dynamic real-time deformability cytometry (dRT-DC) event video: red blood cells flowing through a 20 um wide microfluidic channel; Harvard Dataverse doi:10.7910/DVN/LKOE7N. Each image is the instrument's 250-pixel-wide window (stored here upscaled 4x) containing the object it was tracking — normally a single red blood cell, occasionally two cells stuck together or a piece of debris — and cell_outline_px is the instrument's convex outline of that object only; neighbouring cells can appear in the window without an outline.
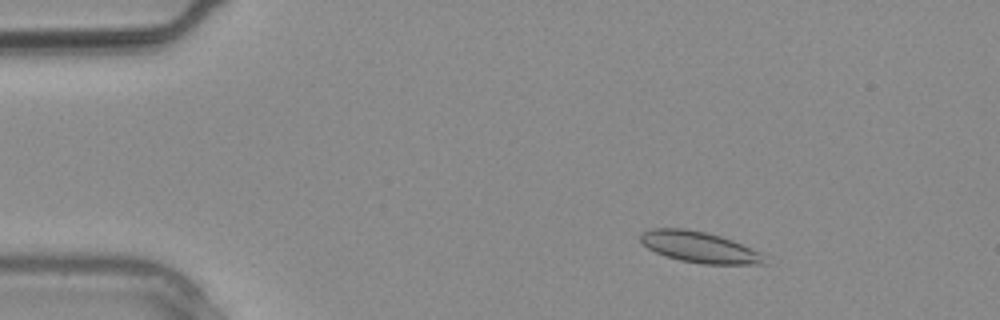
{"species": "common noctule bat (a hibernating species)", "species_latin": "Nyctalus noctula", "temperature_condition": "warm", "stored_images_in_passage": 2, "camera_frame_rate_fps": 3000, "um_per_image_px": 0.085, "animal": {"sex": "male", "body_mass_g": 20.4}, "frame": {"image": 1, "passage_image": 1, "time_ms": 0.0, "image_size_px": [1000, 320], "cell_outline_px": [[768, 264], [704, 264], [680, 260], [664, 256], [648, 248], [640, 240], [640, 236], [644, 232], [652, 228], [684, 228], [704, 232], [720, 236], [732, 240], [760, 252]], "centroid_in_image_um": [59.44, 21.01], "position_along_channel_um": 25.6, "area_um2": 22.2}}